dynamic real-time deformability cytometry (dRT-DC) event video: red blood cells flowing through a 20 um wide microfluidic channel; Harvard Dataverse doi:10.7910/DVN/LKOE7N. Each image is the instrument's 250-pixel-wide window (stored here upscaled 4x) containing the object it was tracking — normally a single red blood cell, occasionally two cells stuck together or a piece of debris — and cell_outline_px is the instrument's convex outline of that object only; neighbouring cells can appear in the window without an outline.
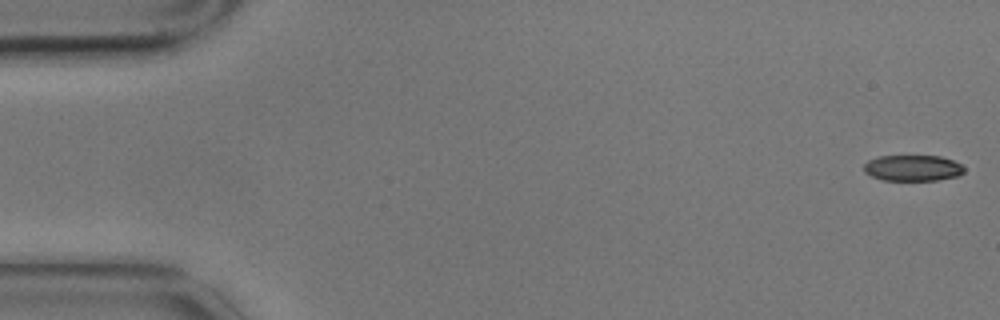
{"species": "common noctule bat (a hibernating species)", "species_latin": "Nyctalus noctula", "temperature_condition": "cold", "stored_images_in_passage": 5, "camera_frame_rate_fps": 3000, "um_per_image_px": 0.085, "animal": {"sex": "male", "body_mass_g": 17.9}, "frame": {"image": 1, "passage_image": 1, "time_ms": 0.0, "image_size_px": [1000, 320], "cell_outline_px": [[964, 172], [956, 176], [940, 180], [884, 180], [872, 176], [864, 172], [864, 164], [868, 160], [880, 156], [940, 156], [952, 160], [960, 164], [964, 168]], "centroid_in_image_um": [77.57, 14.28], "position_along_channel_um": 7.4, "area_um2": 15.09}}
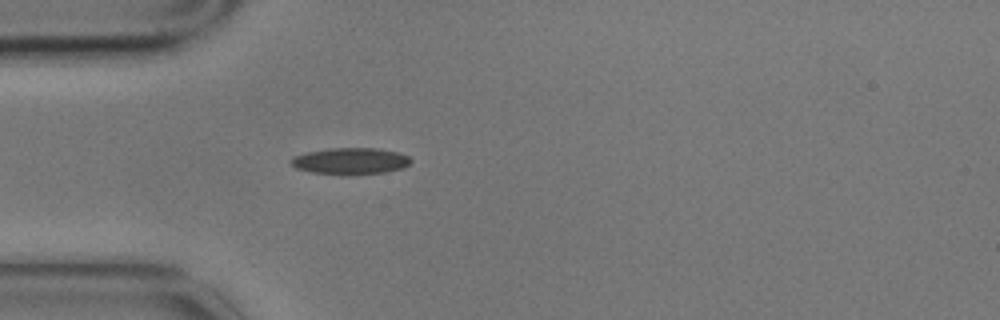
{"frame": {"image": 2, "passage_image": 5, "time_ms": 1.333, "image_size_px": [1000, 320], "cell_outline_px": [[412, 160], [404, 168], [384, 172], [312, 172], [296, 168], [292, 164], [292, 160], [296, 156], [308, 152], [332, 148], [376, 148], [400, 152], [408, 156]], "centroid_in_image_um": [29.87, 13.64], "position_along_channel_um": 55.1, "area_um2": 17.51}}